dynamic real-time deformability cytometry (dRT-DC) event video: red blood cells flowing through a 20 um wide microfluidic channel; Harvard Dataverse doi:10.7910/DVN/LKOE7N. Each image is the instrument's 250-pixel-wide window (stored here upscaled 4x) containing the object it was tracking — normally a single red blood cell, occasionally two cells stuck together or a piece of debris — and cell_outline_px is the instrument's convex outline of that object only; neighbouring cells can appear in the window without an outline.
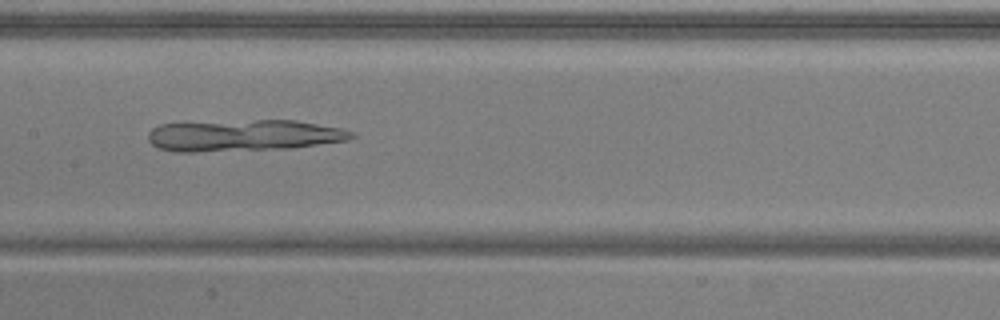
{"species": "common noctule bat (a hibernating species)", "species_latin": "Nyctalus noctula", "temperature_condition": "warm", "stored_images_in_passage": 50, "camera_frame_rate_fps": 3000, "um_per_image_px": 0.085, "animal": {"sex": "male", "body_mass_g": 20.5, "forearm_length_mm": 52.5}, "frame": {"image": 1, "passage_image": 24, "time_ms": 7.667, "image_size_px": [1000, 320], "cell_outline_px": [[356, 136], [348, 140], [292, 148], [196, 152], [176, 152], [156, 148], [148, 140], [148, 132], [152, 128], [160, 124], [184, 120], [296, 120], [344, 128], [356, 132]], "centroid_in_image_um": [20.64, 11.48], "position_along_channel_um": 186.8, "area_um2": 38.67}}
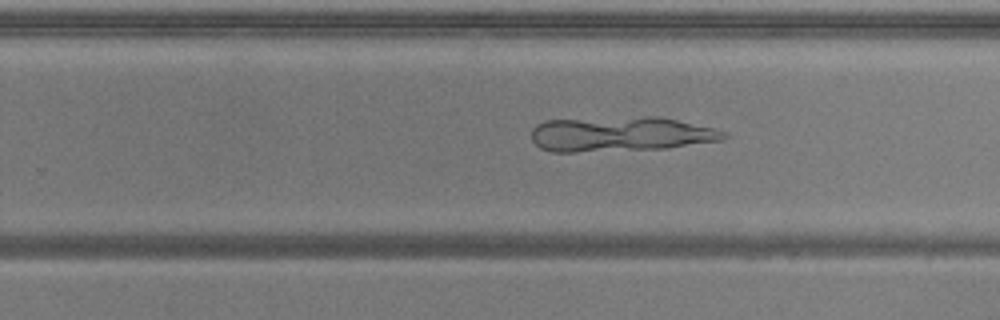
{"frame": {"image": 2, "passage_image": 31, "time_ms": 10.0, "image_size_px": [1000, 320], "cell_outline_px": [[728, 136], [724, 140], [668, 148], [576, 152], [552, 152], [540, 148], [532, 140], [532, 128], [536, 124], [544, 120], [644, 116], [656, 116], [676, 120], [712, 128], [728, 132]], "centroid_in_image_um": [52.73, 11.4], "position_along_channel_um": 277.1, "area_um2": 39.3}}
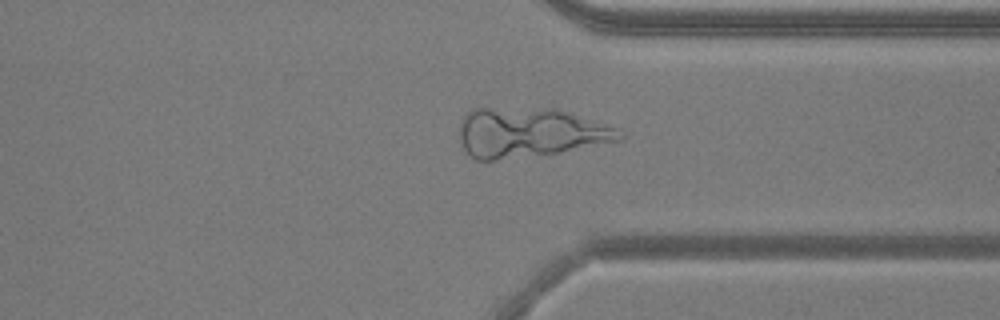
{"frame": {"image": 3, "passage_image": 38, "time_ms": 12.333, "image_size_px": [1000, 320], "cell_outline_px": [[624, 136], [620, 140], [556, 152], [496, 160], [476, 160], [460, 144], [460, 120], [464, 112], [472, 108], [556, 108], [616, 128]], "centroid_in_image_um": [44.93, 11.24], "position_along_channel_um": 366.5, "area_um2": 45.78}}